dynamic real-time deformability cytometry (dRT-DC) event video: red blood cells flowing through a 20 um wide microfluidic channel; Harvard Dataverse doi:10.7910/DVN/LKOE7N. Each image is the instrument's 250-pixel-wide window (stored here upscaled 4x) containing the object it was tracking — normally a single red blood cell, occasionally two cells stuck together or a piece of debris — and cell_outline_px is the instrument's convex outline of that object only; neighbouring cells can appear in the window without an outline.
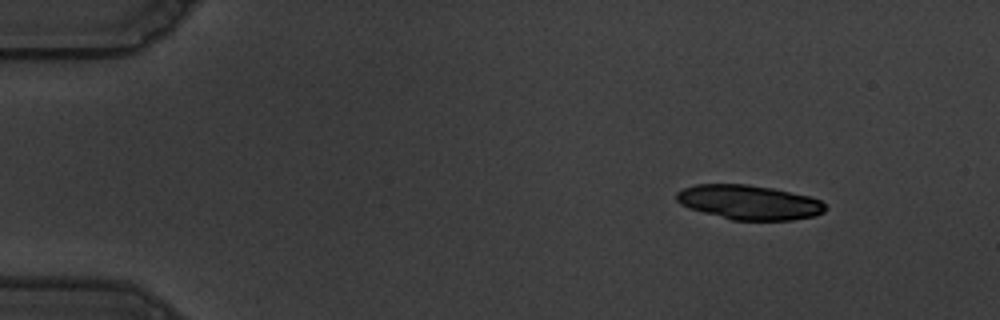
{"species": "common noctule bat (a hibernating species)", "species_latin": "Nyctalus noctula", "temperature_condition": "warm", "stored_images_in_passage": 55, "camera_frame_rate_fps": 3000, "um_per_image_px": 0.085, "animal": {"sex": "male", "body_mass_g": 19.5, "forearm_length_mm": 54.6}, "frame": {"image": 1, "passage_image": 6, "time_ms": 1.667, "image_size_px": [1000, 320], "cell_outline_px": [[828, 208], [824, 212], [816, 216], [792, 220], [732, 220], [688, 208], [680, 204], [676, 200], [676, 192], [684, 188], [696, 184], [748, 184], [772, 188], [808, 196], [820, 200]], "centroid_in_image_um": [63.67, 17.2], "position_along_channel_um": 21.3, "area_um2": 30.0}}